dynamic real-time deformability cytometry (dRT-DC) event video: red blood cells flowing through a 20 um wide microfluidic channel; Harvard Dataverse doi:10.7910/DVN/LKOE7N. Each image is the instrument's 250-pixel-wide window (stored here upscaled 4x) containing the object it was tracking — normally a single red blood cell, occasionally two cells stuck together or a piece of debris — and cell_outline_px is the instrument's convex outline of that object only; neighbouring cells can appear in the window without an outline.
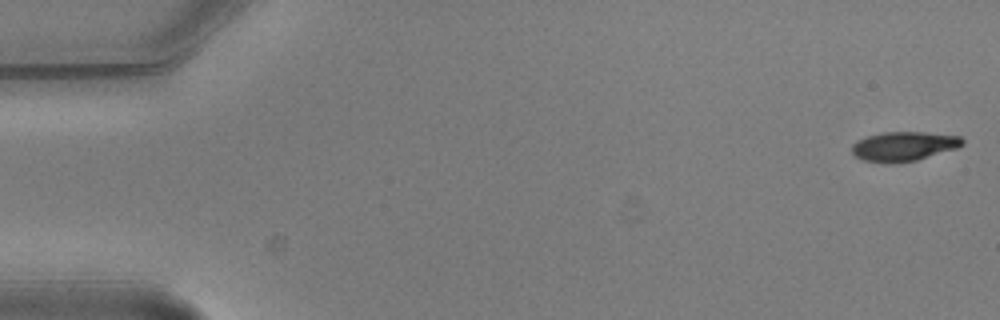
{"species": "common noctule bat (a hibernating species)", "species_latin": "Nyctalus noctula", "temperature_condition": "warm", "stored_images_in_passage": 5, "camera_frame_rate_fps": 3000, "um_per_image_px": 0.085, "animal": {"sex": "male", "body_mass_g": 20.5, "forearm_length_mm": 52.5}, "frame": {"image": 1, "passage_image": 1, "time_ms": 0.0, "image_size_px": [1000, 320], "cell_outline_px": [[964, 144], [956, 148], [916, 160], [888, 164], [864, 160], [856, 156], [852, 152], [852, 144], [856, 140], [868, 136], [884, 132], [924, 132], [960, 136], [964, 140]], "centroid_in_image_um": [76.8, 12.43], "position_along_channel_um": 8.2, "area_um2": 18.84}}
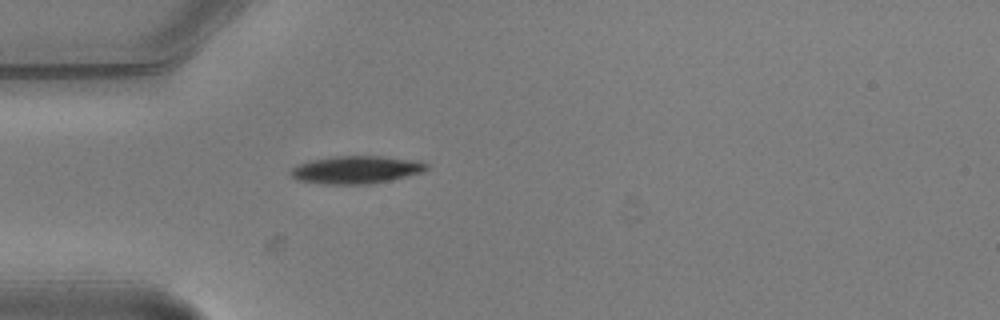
{"frame": {"image": 2, "passage_image": 5, "time_ms": 1.333, "image_size_px": [1000, 320], "cell_outline_px": [[428, 168], [420, 172], [388, 180], [368, 184], [320, 184], [296, 180], [288, 172], [292, 168], [300, 164], [312, 160], [332, 156], [380, 156], [420, 160], [428, 164]], "centroid_in_image_um": [30.24, 14.42], "position_along_channel_um": 54.8, "area_um2": 21.85}}